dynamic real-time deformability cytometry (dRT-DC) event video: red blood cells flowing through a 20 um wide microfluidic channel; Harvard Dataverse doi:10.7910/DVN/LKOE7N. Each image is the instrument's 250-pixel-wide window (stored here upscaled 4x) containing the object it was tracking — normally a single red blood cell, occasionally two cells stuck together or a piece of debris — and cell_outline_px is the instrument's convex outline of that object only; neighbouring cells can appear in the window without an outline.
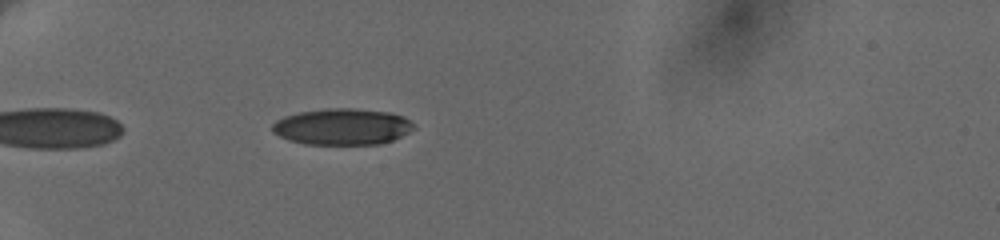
{"species": "human", "species_latin": "Homo sapiens", "temperature_condition": "cold", "stored_images_in_passage": 13, "camera_frame_rate_fps": 3000, "um_per_image_px": 0.085, "donor": {"sex": "female"}, "frame": {"image": 1, "passage_image": 10, "time_ms": 1.667, "image_size_px": [1000, 240], "cell_outline_px": [[416, 128], [392, 140], [380, 144], [304, 144], [288, 140], [272, 132], [272, 124], [276, 120], [284, 116], [296, 112], [324, 108], [352, 108], [388, 112], [404, 116], [416, 124]], "centroid_in_image_um": [29.08, 10.76], "position_along_channel_um": 55.9, "area_um2": 30.23}}